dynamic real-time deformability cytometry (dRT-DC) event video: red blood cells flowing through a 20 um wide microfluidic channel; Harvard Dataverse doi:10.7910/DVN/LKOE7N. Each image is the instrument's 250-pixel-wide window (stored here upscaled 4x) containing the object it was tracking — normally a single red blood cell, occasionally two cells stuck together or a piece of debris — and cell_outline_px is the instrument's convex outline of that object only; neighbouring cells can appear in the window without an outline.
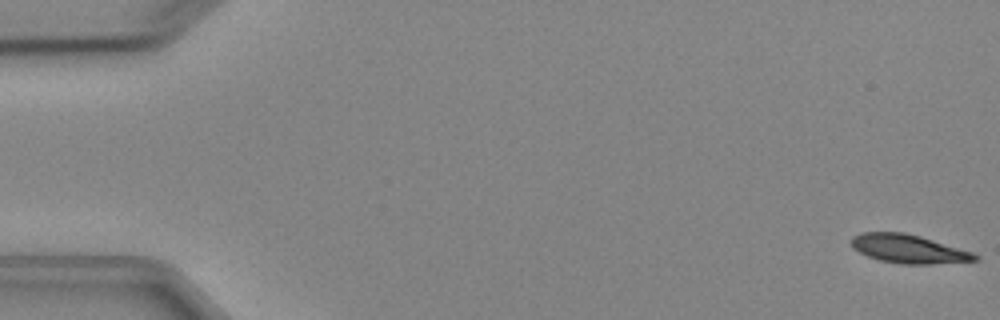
{"species": "Egyptian fruit bat (a non-hibernating species)", "species_latin": "Rousettus aegyptiacus", "temperature_condition": "cold", "stored_images_in_passage": 4, "camera_frame_rate_fps": 3000, "um_per_image_px": 0.085, "animal": {"sex": "female"}, "frame": {"image": 1, "passage_image": 1, "time_ms": 0.0, "image_size_px": [1000, 320], "cell_outline_px": [[980, 260], [928, 264], [900, 264], [880, 260], [868, 256], [852, 248], [852, 236], [860, 232], [904, 232], [920, 236], [972, 252], [980, 256]], "centroid_in_image_um": [77.21, 21.15], "position_along_channel_um": 7.8, "area_um2": 20.52}}
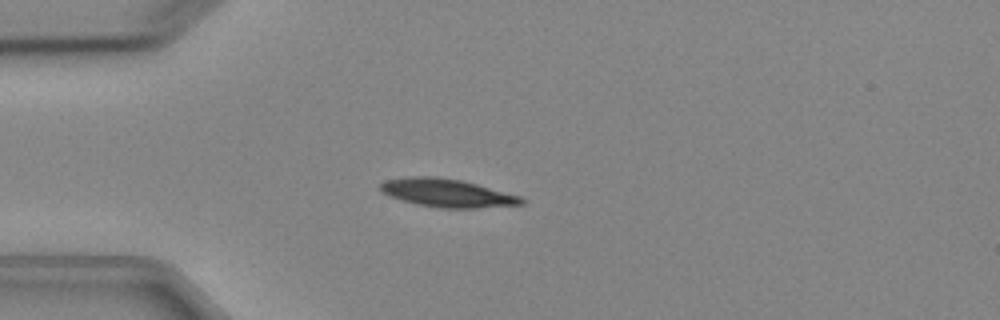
{"frame": {"image": 2, "passage_image": 4, "time_ms": 4.333, "image_size_px": [1000, 320], "cell_outline_px": [[528, 200], [524, 204], [476, 208], [440, 208], [416, 204], [388, 196], [380, 192], [380, 184], [384, 180], [404, 176], [436, 176], [460, 180], [476, 184], [520, 196]], "centroid_in_image_um": [37.96, 16.4], "position_along_channel_um": 47.0, "area_um2": 23.35}}